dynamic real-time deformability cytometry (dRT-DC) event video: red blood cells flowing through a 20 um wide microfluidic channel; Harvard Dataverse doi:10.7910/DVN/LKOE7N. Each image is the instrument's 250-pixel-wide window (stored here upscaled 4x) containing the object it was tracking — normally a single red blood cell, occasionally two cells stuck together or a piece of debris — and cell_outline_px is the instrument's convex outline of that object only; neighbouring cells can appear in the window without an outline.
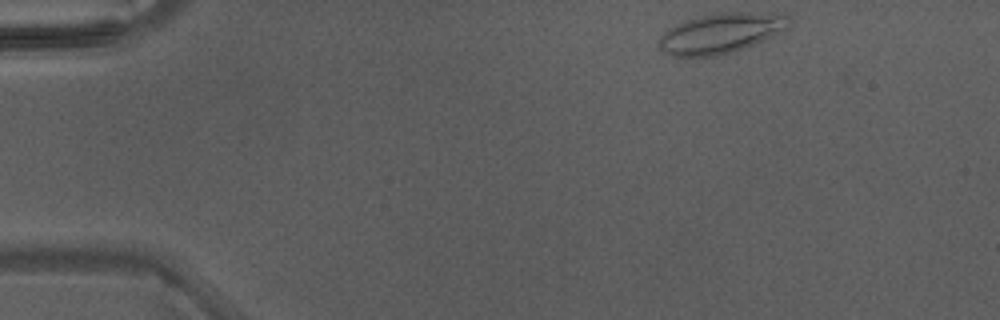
{"species": "Egyptian fruit bat (a non-hibernating species)", "species_latin": "Rousettus aegyptiacus", "temperature_condition": "warm", "stored_images_in_passage": 40, "camera_frame_rate_fps": 3000, "um_per_image_px": 0.085, "animal": {"sex": "male"}, "frame": {"image": 1, "passage_image": 1, "time_ms": 0.0, "image_size_px": [1000, 320], "cell_outline_px": [[792, 24], [788, 28], [764, 40], [736, 52], [716, 56], [672, 56], [664, 52], [656, 44], [660, 36], [668, 28], [676, 24], [700, 16], [720, 12], [784, 12], [792, 20]], "centroid_in_image_um": [61.33, 2.81], "position_along_channel_um": 23.7, "area_um2": 30.98}}
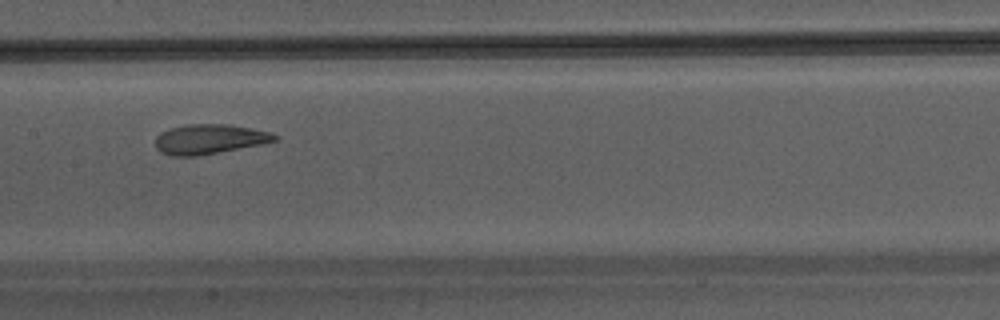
{"frame": {"image": 2, "passage_image": 18, "time_ms": 5.667, "image_size_px": [1000, 320], "cell_outline_px": [[280, 140], [260, 144], [196, 156], [168, 156], [160, 152], [156, 148], [156, 136], [160, 132], [172, 128], [188, 124], [228, 124], [252, 128], [268, 132], [280, 136]], "centroid_in_image_um": [17.79, 11.82], "position_along_channel_um": 189.6, "area_um2": 20.63}}
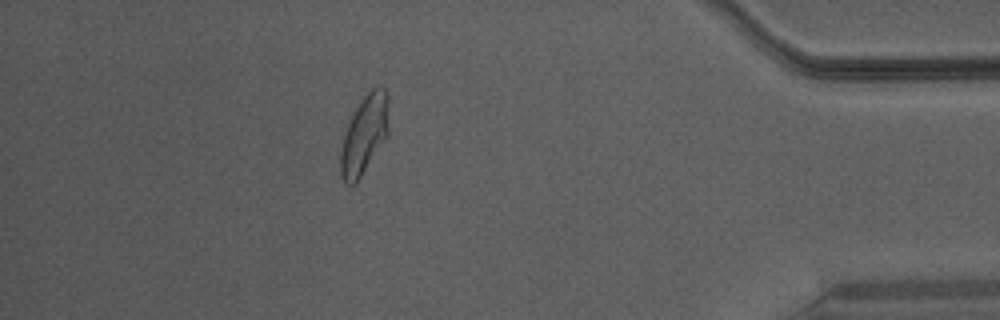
{"frame": {"image": 3, "passage_image": 35, "time_ms": 11.333, "image_size_px": [1000, 320], "cell_outline_px": [[388, 136], [356, 184], [344, 184], [340, 176], [340, 152], [344, 128], [360, 100], [376, 84], [380, 84], [388, 92]], "centroid_in_image_um": [30.96, 11.43], "position_along_channel_um": 404.2, "area_um2": 22.77}}